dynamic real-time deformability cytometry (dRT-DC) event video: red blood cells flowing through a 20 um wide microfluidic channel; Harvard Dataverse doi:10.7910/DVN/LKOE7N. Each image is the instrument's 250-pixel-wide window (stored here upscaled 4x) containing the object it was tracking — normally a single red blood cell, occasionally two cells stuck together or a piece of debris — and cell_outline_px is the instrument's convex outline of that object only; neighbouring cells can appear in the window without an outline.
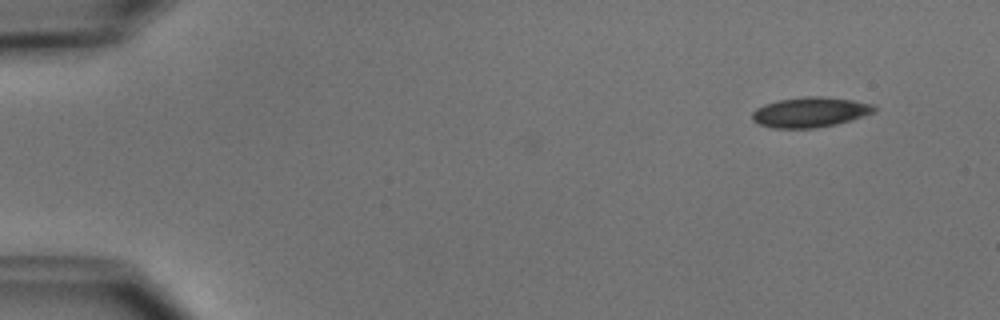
{"species": "common noctule bat (a hibernating species)", "species_latin": "Nyctalus noctula", "temperature_condition": "cold", "stored_images_in_passage": 3, "camera_frame_rate_fps": 3000, "um_per_image_px": 0.085, "animal": {"sex": "male", "body_mass_g": 15.6}, "frame": {"image": 1, "passage_image": 3, "time_ms": 2.333, "image_size_px": [1000, 320], "cell_outline_px": [[876, 108], [872, 112], [836, 124], [812, 128], [772, 128], [760, 124], [752, 120], [752, 112], [756, 108], [764, 104], [776, 100], [804, 96], [820, 96], [852, 100], [872, 104]], "centroid_in_image_um": [68.78, 9.52], "position_along_channel_um": 16.2, "area_um2": 21.15}}